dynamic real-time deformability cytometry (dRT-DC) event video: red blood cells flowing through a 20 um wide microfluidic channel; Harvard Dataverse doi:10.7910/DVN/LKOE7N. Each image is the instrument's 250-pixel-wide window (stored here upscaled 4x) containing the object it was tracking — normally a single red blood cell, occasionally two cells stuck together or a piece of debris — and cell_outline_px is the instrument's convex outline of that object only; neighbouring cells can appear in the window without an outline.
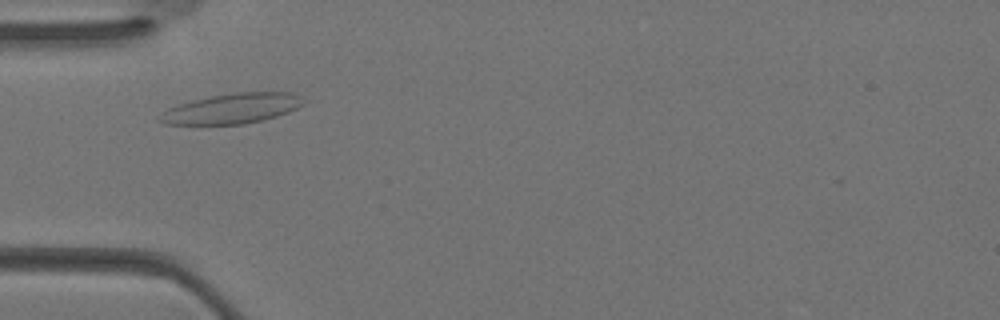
{"species": "Egyptian fruit bat (a non-hibernating species)", "species_latin": "Rousettus aegyptiacus", "temperature_condition": "warm", "stored_images_in_passage": 26, "camera_frame_rate_fps": 3000, "um_per_image_px": 0.085, "animal": {"sex": "female"}, "frame": {"image": 1, "passage_image": 2, "time_ms": 0.333, "image_size_px": [1000, 320], "cell_outline_px": [[308, 100], [304, 104], [288, 112], [264, 120], [244, 124], [164, 124], [156, 120], [168, 108], [176, 104], [192, 100], [212, 96], [236, 92], [296, 92]], "centroid_in_image_um": [19.77, 9.21], "position_along_channel_um": 65.2, "area_um2": 25.43}}
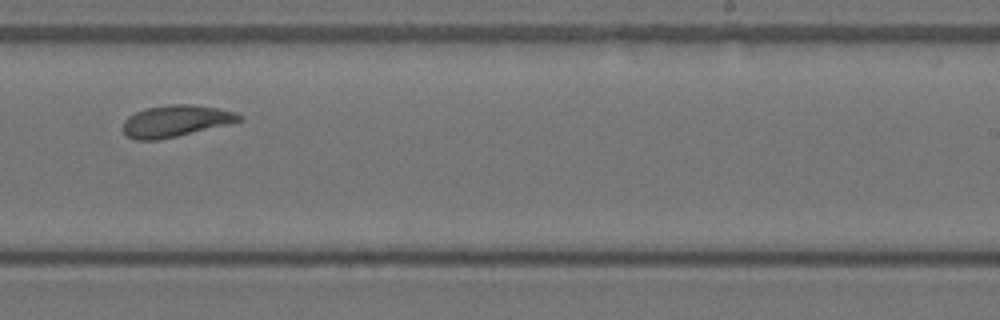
{"frame": {"image": 2, "passage_image": 13, "time_ms": 4.0, "image_size_px": [1000, 320], "cell_outline_px": [[244, 120], [176, 136], [156, 140], [136, 140], [128, 136], [120, 128], [124, 120], [128, 116], [136, 112], [148, 108], [168, 104], [188, 104], [220, 108], [236, 112]], "centroid_in_image_um": [14.9, 10.28], "position_along_channel_um": 274.1, "area_um2": 21.27}}
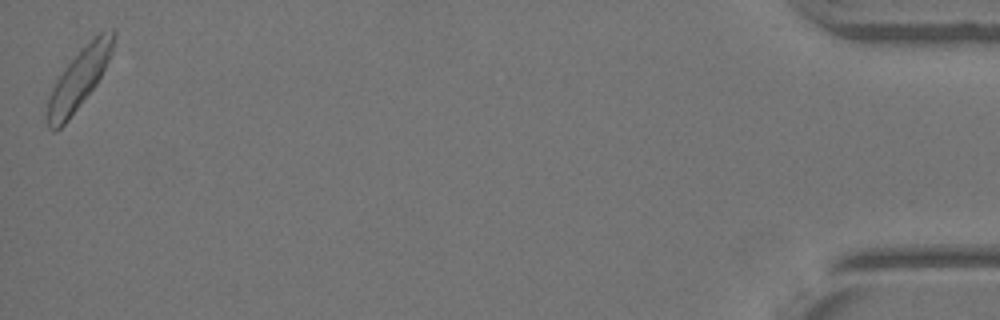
{"frame": {"image": 3, "passage_image": 26, "time_ms": 8.333, "image_size_px": [1000, 320], "cell_outline_px": [[116, 36], [108, 60], [96, 84], [68, 120], [56, 132], [52, 132], [48, 128], [44, 116], [48, 100], [52, 88], [56, 80], [64, 68], [100, 32], [112, 28], [116, 32]], "centroid_in_image_um": [6.65, 6.79], "position_along_channel_um": 428.5, "area_um2": 22.66}}